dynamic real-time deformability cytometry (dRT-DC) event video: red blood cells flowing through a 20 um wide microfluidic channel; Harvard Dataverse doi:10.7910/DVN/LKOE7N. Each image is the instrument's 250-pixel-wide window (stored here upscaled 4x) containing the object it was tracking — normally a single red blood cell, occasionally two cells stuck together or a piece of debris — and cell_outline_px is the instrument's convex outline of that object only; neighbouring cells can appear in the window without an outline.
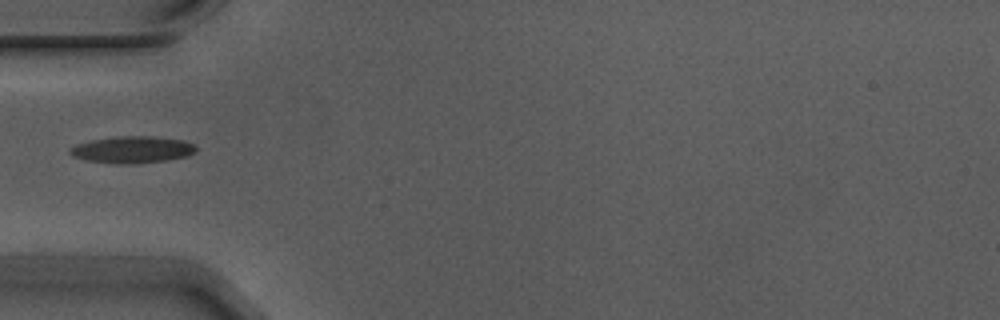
{"species": "Egyptian fruit bat (a non-hibernating species)", "species_latin": "Rousettus aegyptiacus", "temperature_condition": "warm", "stored_images_in_passage": 5, "camera_frame_rate_fps": 3000, "um_per_image_px": 0.085, "animal": {"sex": "male"}, "frame": {"image": 1, "passage_image": 5, "time_ms": 1.333, "image_size_px": [1000, 320], "cell_outline_px": [[196, 152], [184, 156], [164, 160], [128, 164], [120, 164], [88, 160], [72, 156], [68, 152], [68, 148], [76, 144], [92, 140], [120, 136], [152, 136], [184, 140], [192, 144], [196, 148]], "centroid_in_image_um": [11.2, 12.71], "position_along_channel_um": 73.8, "area_um2": 19.42}}